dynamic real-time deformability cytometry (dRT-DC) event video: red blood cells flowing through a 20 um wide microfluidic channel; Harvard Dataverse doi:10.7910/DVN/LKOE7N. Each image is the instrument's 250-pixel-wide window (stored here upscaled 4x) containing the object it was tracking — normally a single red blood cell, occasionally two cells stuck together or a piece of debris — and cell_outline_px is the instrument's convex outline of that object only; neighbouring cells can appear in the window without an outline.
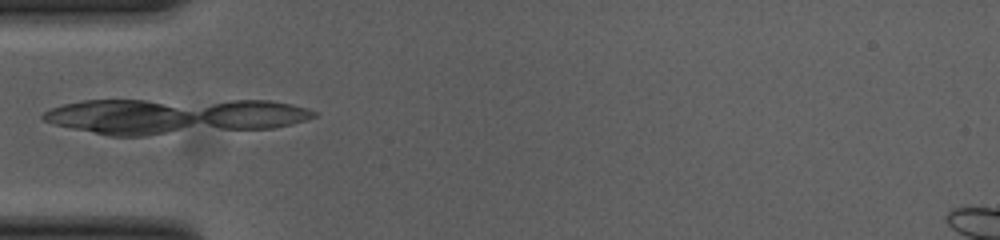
{"species": "common noctule bat (a hibernating species)", "species_latin": "Nyctalus noctula", "temperature_condition": "cold", "stored_images_in_passage": 4, "camera_frame_rate_fps": 3000, "um_per_image_px": 0.085, "animal": {"sex": "female", "body_mass_g": 23.0, "forearm_length_mm": 53.4}, "frame": {"image": 1, "passage_image": 1, "time_ms": 0.0, "image_size_px": [1000, 240], "cell_outline_px": [[316, 116], [292, 124], [272, 128], [144, 136], [108, 136], [72, 128], [56, 124], [44, 120], [40, 116], [44, 112], [52, 108], [64, 104], [84, 100], [272, 100], [292, 104], [308, 108], [316, 112]], "centroid_in_image_um": [14.82, 9.87], "position_along_channel_um": 70.2, "area_um2": 56.59}}